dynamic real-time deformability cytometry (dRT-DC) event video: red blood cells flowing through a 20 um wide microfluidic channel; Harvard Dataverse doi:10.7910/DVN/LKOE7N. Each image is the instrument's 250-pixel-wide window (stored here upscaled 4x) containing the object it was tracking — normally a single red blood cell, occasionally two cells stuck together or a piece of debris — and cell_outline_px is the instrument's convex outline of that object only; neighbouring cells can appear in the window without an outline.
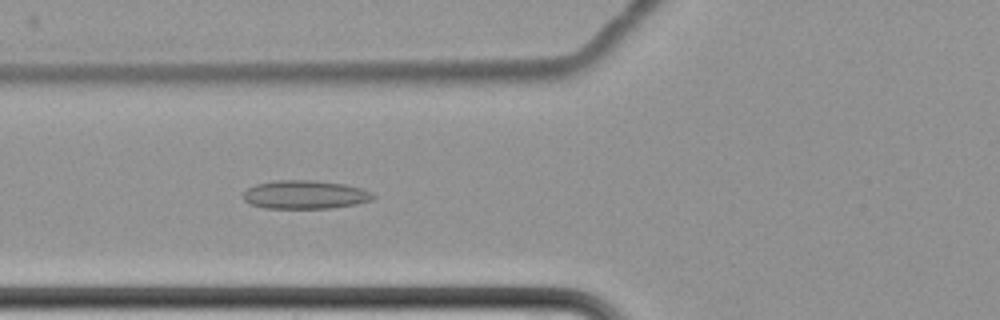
{"species": "common noctule bat (a hibernating species)", "species_latin": "Nyctalus noctula", "temperature_condition": "cold", "stored_images_in_passage": 7, "camera_frame_rate_fps": 3000, "um_per_image_px": 0.085, "animal": {"sex": "female", "body_mass_g": 22.7, "forearm_length_mm": 54.2}, "frame": {"image": 1, "passage_image": 7, "time_ms": 7.333, "image_size_px": [1000, 320], "cell_outline_px": [[376, 196], [372, 200], [356, 204], [332, 208], [264, 208], [248, 204], [244, 200], [244, 192], [248, 188], [256, 184], [272, 180], [316, 180], [344, 184], [360, 188], [372, 192]], "centroid_in_image_um": [25.92, 16.54], "position_along_channel_um": 99.9, "area_um2": 21.73}}